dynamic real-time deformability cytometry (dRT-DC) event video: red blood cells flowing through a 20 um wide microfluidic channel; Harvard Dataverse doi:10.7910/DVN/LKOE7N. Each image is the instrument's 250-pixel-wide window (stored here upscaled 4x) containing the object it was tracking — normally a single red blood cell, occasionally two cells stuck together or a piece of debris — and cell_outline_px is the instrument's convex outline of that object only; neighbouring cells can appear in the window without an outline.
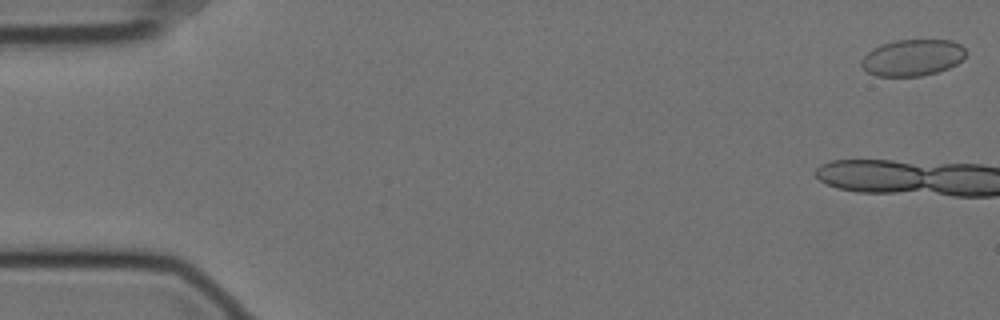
{"species": "Egyptian fruit bat (a non-hibernating species)", "species_latin": "Rousettus aegyptiacus", "temperature_condition": "cold", "stored_images_in_passage": 8, "camera_frame_rate_fps": 3000, "um_per_image_px": 0.085, "animal": {"sex": "female"}, "frame": {"image": 1, "passage_image": 1, "time_ms": 0.0, "image_size_px": [1000, 320], "cell_outline_px": [[968, 52], [956, 64], [948, 68], [936, 72], [920, 76], [876, 76], [868, 72], [860, 64], [860, 60], [872, 48], [896, 40], [952, 40], [960, 44]], "centroid_in_image_um": [77.56, 4.89], "position_along_channel_um": 7.4, "area_um2": 22.14}}